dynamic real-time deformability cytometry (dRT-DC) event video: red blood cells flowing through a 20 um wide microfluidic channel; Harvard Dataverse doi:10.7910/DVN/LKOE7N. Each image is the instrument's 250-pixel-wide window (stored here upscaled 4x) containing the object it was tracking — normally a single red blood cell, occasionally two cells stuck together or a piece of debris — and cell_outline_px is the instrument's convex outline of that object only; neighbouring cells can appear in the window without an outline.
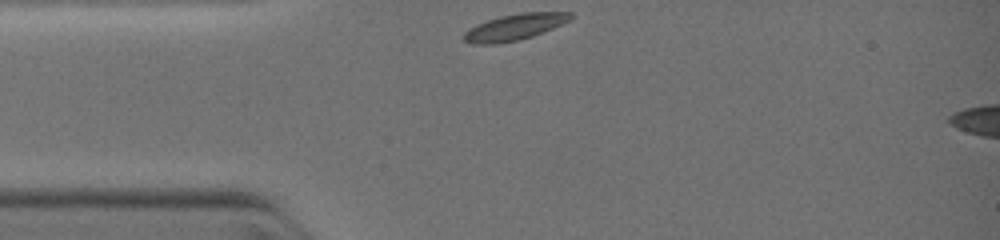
{"species": "common noctule bat (a hibernating species)", "species_latin": "Nyctalus noctula", "temperature_condition": "warm", "stored_images_in_passage": 3, "camera_frame_rate_fps": 3000, "um_per_image_px": 0.085, "animal": {"sex": "female", "body_mass_g": 19.0, "forearm_length_mm": 51.5}, "frame": {"image": 1, "passage_image": 1, "time_ms": 0.0, "image_size_px": [1000, 240], "cell_outline_px": [[572, 20], [532, 36], [516, 40], [496, 44], [472, 44], [464, 40], [460, 36], [468, 28], [476, 24], [500, 16], [520, 12], [572, 12]], "centroid_in_image_um": [43.7, 2.29], "position_along_channel_um": 41.3, "area_um2": 16.36}}